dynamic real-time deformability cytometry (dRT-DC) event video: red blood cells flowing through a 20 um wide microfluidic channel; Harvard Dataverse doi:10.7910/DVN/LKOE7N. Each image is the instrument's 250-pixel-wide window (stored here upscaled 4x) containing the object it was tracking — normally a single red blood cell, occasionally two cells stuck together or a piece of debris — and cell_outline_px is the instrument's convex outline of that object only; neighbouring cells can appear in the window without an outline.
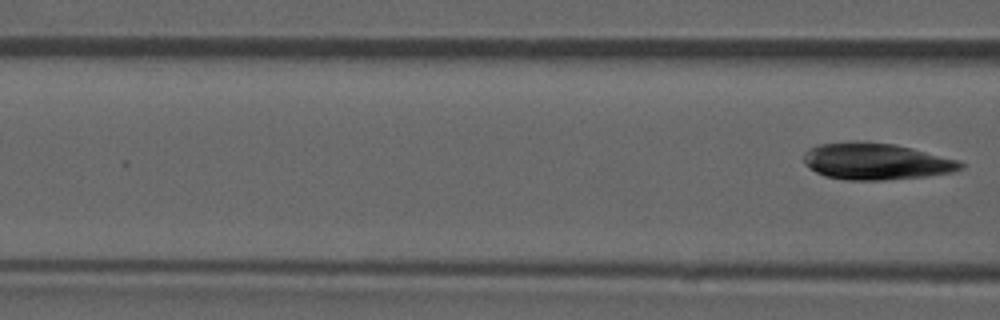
{"species": "common noctule bat (a hibernating species)", "species_latin": "Nyctalus noctula", "temperature_condition": "room temperature", "stored_images_in_passage": 3, "camera_frame_rate_fps": 3000, "um_per_image_px": 0.085, "animal": {"sex": "male", "forearm_length_mm": 52.5}, "frame": {"image": 1, "passage_image": 3, "time_ms": 3.0, "image_size_px": [1000, 320], "cell_outline_px": [[964, 168], [952, 172], [924, 176], [884, 180], [848, 180], [824, 176], [816, 172], [804, 164], [804, 152], [808, 148], [820, 144], [852, 140], [864, 140], [896, 144], [960, 160], [964, 164]], "centroid_in_image_um": [74.44, 13.69], "position_along_channel_um": 92.2, "area_um2": 33.93}}